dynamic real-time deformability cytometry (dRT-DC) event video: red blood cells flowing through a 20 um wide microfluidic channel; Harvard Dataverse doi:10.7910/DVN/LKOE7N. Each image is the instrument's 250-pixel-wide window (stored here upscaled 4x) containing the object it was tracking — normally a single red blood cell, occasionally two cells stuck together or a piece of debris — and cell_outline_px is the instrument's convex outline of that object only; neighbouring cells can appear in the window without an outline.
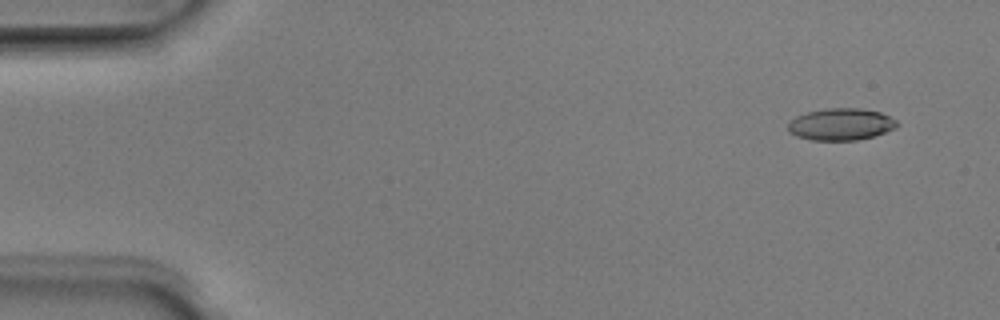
{"species": "Egyptian fruit bat (a non-hibernating species)", "species_latin": "Rousettus aegyptiacus", "temperature_condition": "room temperature", "stored_images_in_passage": 51, "camera_frame_rate_fps": 3000, "um_per_image_px": 0.085, "animal": {"sex": "male"}, "frame": {"image": 1, "passage_image": 4, "time_ms": 1.0, "image_size_px": [1000, 320], "cell_outline_px": [[900, 124], [896, 128], [872, 136], [856, 140], [812, 140], [796, 136], [788, 132], [788, 124], [796, 116], [808, 112], [828, 108], [860, 108], [880, 112], [896, 120]], "centroid_in_image_um": [71.48, 10.56], "position_along_channel_um": 13.5, "area_um2": 20.17}}
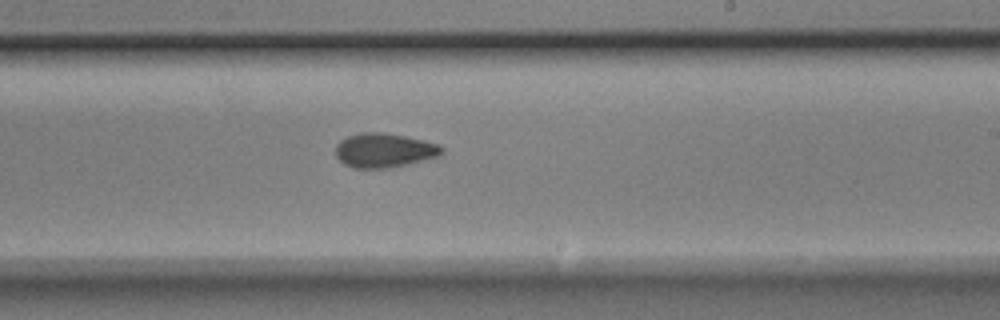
{"frame": {"image": 2, "passage_image": 31, "time_ms": 10.0, "image_size_px": [1000, 320], "cell_outline_px": [[444, 152], [440, 156], [392, 168], [352, 168], [344, 164], [336, 156], [336, 144], [340, 140], [348, 136], [360, 132], [384, 132], [424, 140], [440, 144], [444, 148]], "centroid_in_image_um": [32.68, 12.78], "position_along_channel_um": 256.3, "area_um2": 21.5}}
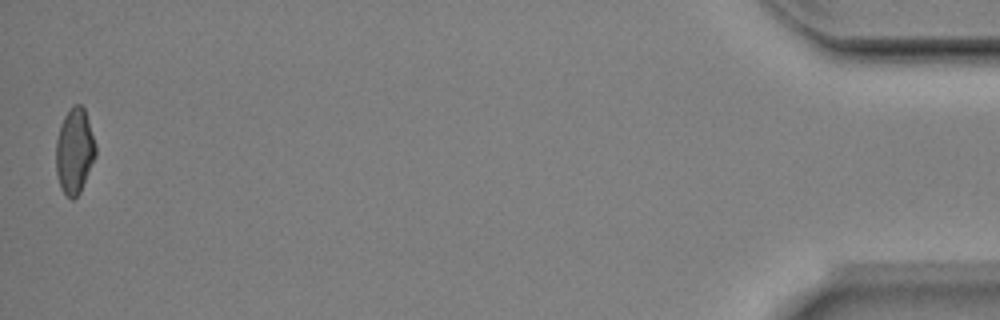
{"frame": {"image": 3, "passage_image": 51, "time_ms": 16.667, "image_size_px": [1000, 320], "cell_outline_px": [[96, 156], [80, 192], [72, 200], [60, 188], [56, 172], [56, 140], [60, 124], [64, 116], [72, 104], [80, 104], [84, 108], [96, 144]], "centroid_in_image_um": [6.33, 12.81], "position_along_channel_um": 428.9, "area_um2": 19.83}, "authors_computed_cell_mechanics": {"area_um2": 20.2878, "velocity_mm_per_s": 3.9755, "shape_relaxation_time_tau1_ms": 4.1955, "shape_relaxation_time_tau2_ms": 3.1578, "deformation_change_tau1": 0.1278, "deformation_change_tau2": 0.0903}}